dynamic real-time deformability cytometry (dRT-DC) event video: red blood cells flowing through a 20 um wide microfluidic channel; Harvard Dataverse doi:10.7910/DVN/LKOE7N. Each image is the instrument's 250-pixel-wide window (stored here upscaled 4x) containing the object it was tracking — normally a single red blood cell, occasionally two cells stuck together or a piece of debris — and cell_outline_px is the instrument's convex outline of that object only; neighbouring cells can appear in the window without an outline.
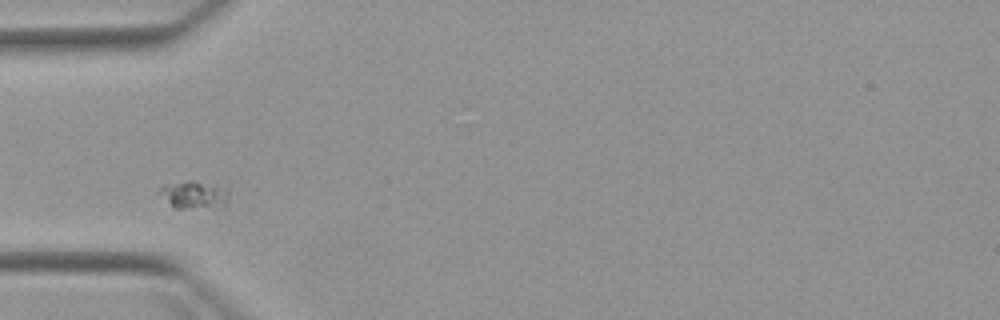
{"species": "Egyptian fruit bat (a non-hibernating species)", "species_latin": "Rousettus aegyptiacus", "temperature_condition": "warm", "stored_images_in_passage": 3, "camera_frame_rate_fps": 3000, "um_per_image_px": 0.085, "animal": {"sex": "female"}, "frame": {"image": 1, "passage_image": 1, "time_ms": 0.0, "image_size_px": [1000, 320], "cell_outline_px": [[228, 204], [224, 208], [172, 208], [156, 192], [164, 184], [188, 180], [192, 180], [216, 184], [228, 188]], "centroid_in_image_um": [16.51, 16.56], "position_along_channel_um": 68.5, "area_um2": 11.91}}
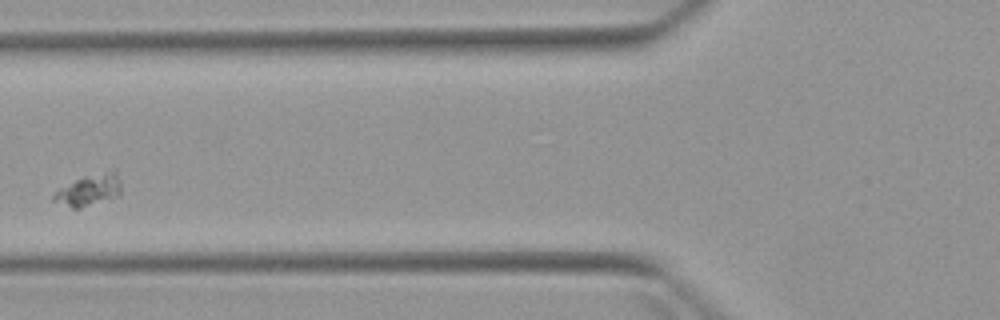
{"frame": {"image": 2, "passage_image": 2, "time_ms": 1.333, "image_size_px": [1000, 320], "cell_outline_px": [[120, 196], [80, 208], [72, 208], [52, 200], [52, 196], [60, 188], [76, 180], [112, 168], [116, 172], [120, 184]], "centroid_in_image_um": [7.6, 16.16], "position_along_channel_um": 118.2, "area_um2": 12.2}}
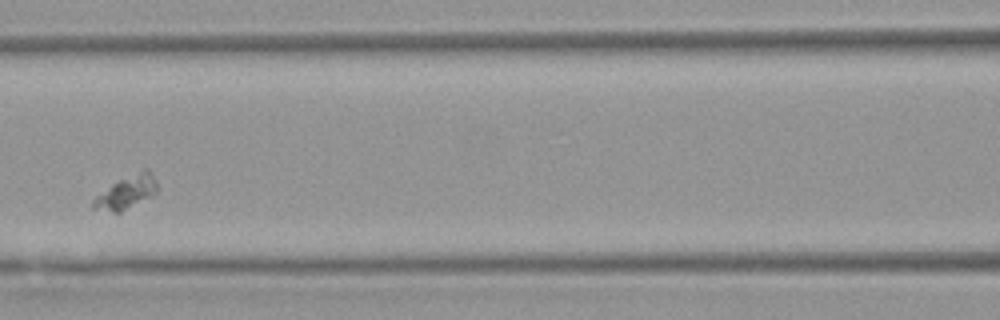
{"frame": {"image": 3, "passage_image": 3, "time_ms": 2.333, "image_size_px": [1000, 320], "cell_outline_px": [[160, 188], [152, 196], [120, 212], [112, 212], [92, 208], [92, 200], [96, 196], [112, 184], [144, 168], [148, 168], [152, 172]], "centroid_in_image_um": [10.8, 16.32], "position_along_channel_um": 155.8, "area_um2": 12.31}}